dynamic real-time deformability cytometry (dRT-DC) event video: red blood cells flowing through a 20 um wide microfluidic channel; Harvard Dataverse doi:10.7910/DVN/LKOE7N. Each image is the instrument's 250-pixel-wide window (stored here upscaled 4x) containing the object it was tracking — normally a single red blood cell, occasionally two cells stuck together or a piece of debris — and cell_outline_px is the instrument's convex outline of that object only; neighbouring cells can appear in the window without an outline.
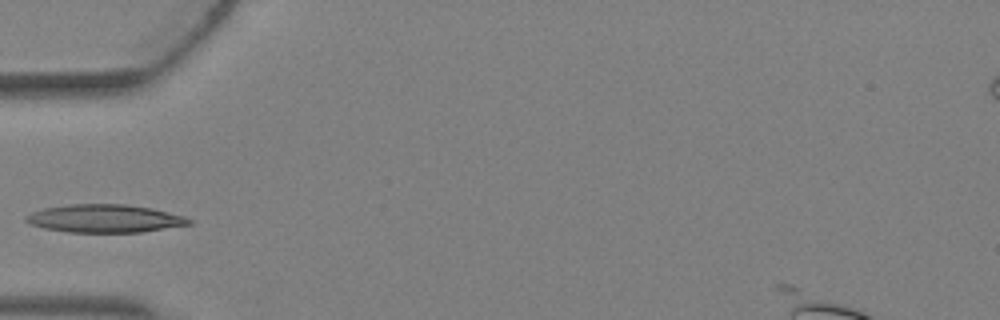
{"species": "Egyptian fruit bat (a non-hibernating species)", "species_latin": "Rousettus aegyptiacus", "temperature_condition": "warm", "stored_images_in_passage": 2, "camera_frame_rate_fps": 3000, "um_per_image_px": 0.085, "animal": {"sex": "female"}, "frame": {"image": 1, "passage_image": 2, "time_ms": 0.333, "image_size_px": [1000, 320], "cell_outline_px": [[192, 224], [140, 232], [68, 232], [44, 228], [28, 224], [24, 220], [24, 216], [32, 212], [44, 208], [68, 204], [124, 204], [152, 208], [184, 216], [192, 220]], "centroid_in_image_um": [8.87, 18.57], "position_along_channel_um": 76.1, "area_um2": 26.65}}